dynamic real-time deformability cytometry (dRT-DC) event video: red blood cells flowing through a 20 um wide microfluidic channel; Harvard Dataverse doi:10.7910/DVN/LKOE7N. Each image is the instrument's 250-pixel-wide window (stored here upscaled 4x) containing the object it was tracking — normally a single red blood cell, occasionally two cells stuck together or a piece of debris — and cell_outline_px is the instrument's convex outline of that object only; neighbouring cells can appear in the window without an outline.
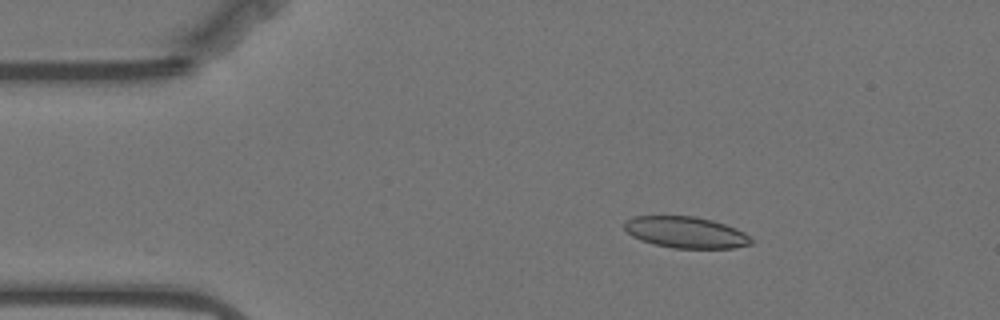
{"species": "Egyptian fruit bat (a non-hibernating species)", "species_latin": "Rousettus aegyptiacus", "temperature_condition": "warm", "stored_images_in_passage": 31, "camera_frame_rate_fps": 3000, "um_per_image_px": 0.085, "animal": {"sex": "female"}, "frame": {"image": 1, "passage_image": 9, "time_ms": 2.667, "image_size_px": [1000, 320], "cell_outline_px": [[752, 244], [736, 248], [672, 248], [652, 244], [640, 240], [632, 236], [624, 228], [624, 220], [632, 216], [696, 216], [712, 220], [736, 228], [744, 232], [752, 240]], "centroid_in_image_um": [58.27, 19.75], "position_along_channel_um": 26.7, "area_um2": 23.35}}
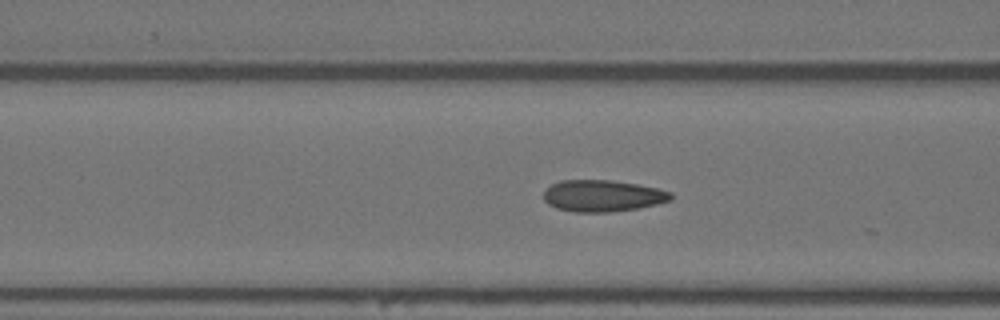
{"frame": {"image": 2, "passage_image": 21, "time_ms": 6.667, "image_size_px": [1000, 320], "cell_outline_px": [[672, 200], [656, 204], [636, 208], [612, 212], [576, 212], [556, 208], [548, 204], [544, 200], [544, 188], [560, 180], [612, 180], [636, 184], [656, 188], [672, 192]], "centroid_in_image_um": [51.19, 16.64], "position_along_channel_um": 115.4, "area_um2": 23.47}}
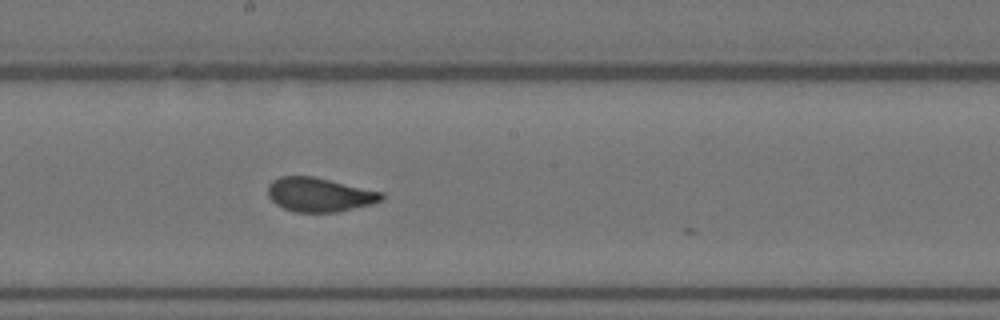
{"frame": {"image": 3, "passage_image": 30, "time_ms": 9.667, "image_size_px": [1000, 320], "cell_outline_px": [[384, 200], [372, 204], [336, 212], [296, 212], [284, 208], [276, 204], [268, 196], [268, 184], [272, 180], [280, 176], [312, 176], [384, 192]], "centroid_in_image_um": [27.16, 16.54], "position_along_channel_um": 221.0, "area_um2": 22.6}}